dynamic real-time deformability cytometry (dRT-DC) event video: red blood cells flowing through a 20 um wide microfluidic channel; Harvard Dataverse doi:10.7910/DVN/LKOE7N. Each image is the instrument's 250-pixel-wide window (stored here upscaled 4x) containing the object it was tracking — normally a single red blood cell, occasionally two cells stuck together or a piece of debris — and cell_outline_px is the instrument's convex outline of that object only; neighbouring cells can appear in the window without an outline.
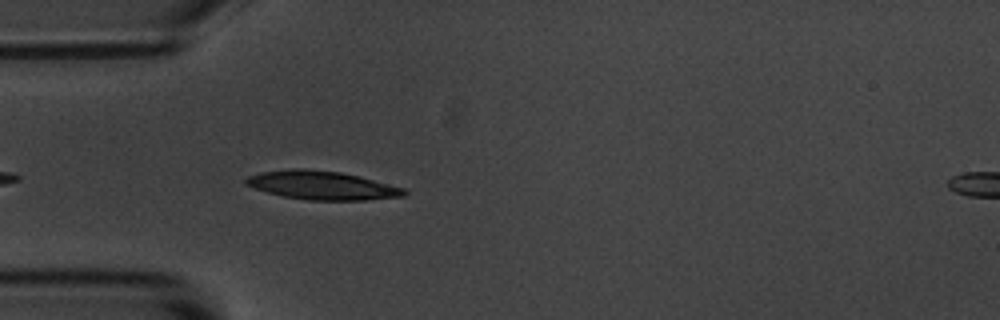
{"species": "common noctule bat (a hibernating species)", "species_latin": "Nyctalus noctula", "temperature_condition": "room temperature", "stored_images_in_passage": 28, "camera_frame_rate_fps": 3000, "um_per_image_px": 0.085, "animal": {"sex": "male", "body_mass_g": 20.1, "forearm_length_mm": 53.5}, "frame": {"image": 1, "passage_image": 4, "time_ms": 1.0, "image_size_px": [1000, 320], "cell_outline_px": [[408, 192], [404, 196], [364, 200], [308, 200], [284, 196], [268, 192], [244, 184], [244, 180], [248, 176], [260, 172], [292, 168], [304, 168], [340, 172], [404, 188]], "centroid_in_image_um": [27.33, 15.75], "position_along_channel_um": 57.7, "area_um2": 26.07}}
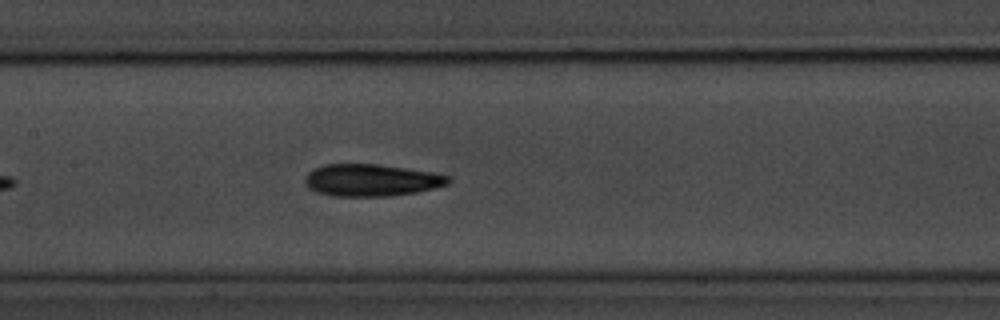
{"frame": {"image": 2, "passage_image": 14, "time_ms": 4.333, "image_size_px": [1000, 320], "cell_outline_px": [[452, 180], [448, 184], [416, 192], [392, 196], [332, 196], [316, 192], [308, 188], [304, 184], [304, 176], [308, 172], [324, 164], [376, 164], [432, 172], [448, 176]], "centroid_in_image_um": [31.51, 15.32], "position_along_channel_um": 175.9, "area_um2": 26.82}}
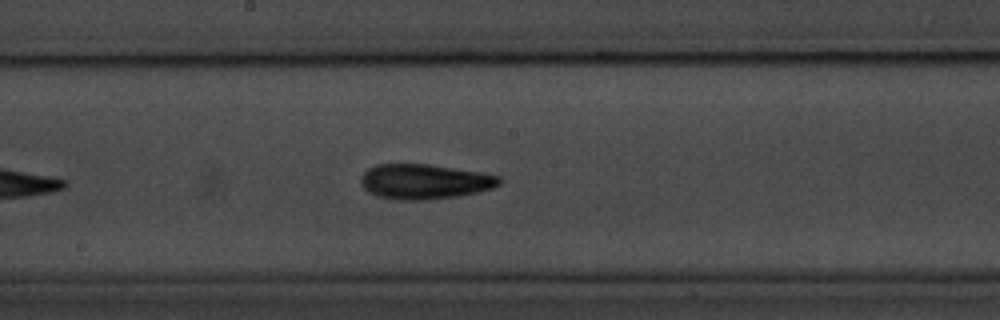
{"frame": {"image": 3, "passage_image": 17, "time_ms": 5.333, "image_size_px": [1000, 320], "cell_outline_px": [[500, 184], [492, 188], [476, 192], [456, 196], [424, 200], [400, 200], [380, 196], [368, 192], [364, 188], [360, 180], [360, 176], [368, 168], [376, 164], [428, 164], [480, 172], [500, 176]], "centroid_in_image_um": [36.06, 15.42], "position_along_channel_um": 212.1, "area_um2": 28.03}}